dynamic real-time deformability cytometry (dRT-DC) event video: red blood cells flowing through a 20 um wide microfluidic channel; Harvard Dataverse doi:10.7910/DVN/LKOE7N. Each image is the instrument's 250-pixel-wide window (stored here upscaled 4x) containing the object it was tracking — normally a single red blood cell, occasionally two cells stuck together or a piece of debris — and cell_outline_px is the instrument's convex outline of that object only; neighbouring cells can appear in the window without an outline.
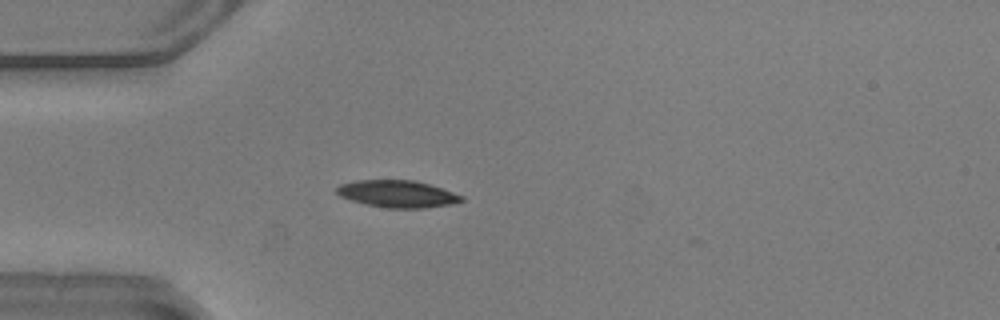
{"species": "common noctule bat (a hibernating species)", "species_latin": "Nyctalus noctula", "temperature_condition": "warm", "stored_images_in_passage": 2, "camera_frame_rate_fps": 3000, "um_per_image_px": 0.085, "animal": {"sex": "male", "body_mass_g": 20.5, "forearm_length_mm": 52.5}, "frame": {"image": 1, "passage_image": 1, "time_ms": 0.0, "image_size_px": [1000, 320], "cell_outline_px": [[464, 200], [452, 204], [424, 208], [388, 208], [364, 204], [340, 196], [336, 192], [336, 188], [340, 184], [356, 180], [416, 180], [464, 196]], "centroid_in_image_um": [33.77, 16.48], "position_along_channel_um": 51.2, "area_um2": 19.65}}